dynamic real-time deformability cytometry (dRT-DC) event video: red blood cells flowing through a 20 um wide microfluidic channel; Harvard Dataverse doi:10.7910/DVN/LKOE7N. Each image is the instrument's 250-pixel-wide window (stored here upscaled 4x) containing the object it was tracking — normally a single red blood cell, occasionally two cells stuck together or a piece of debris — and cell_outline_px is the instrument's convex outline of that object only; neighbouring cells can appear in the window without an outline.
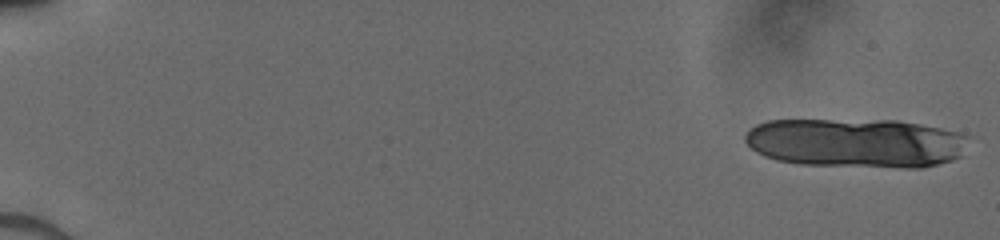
{"species": "human", "species_latin": "Homo sapiens", "temperature_condition": "cold", "stored_images_in_passage": 15, "camera_frame_rate_fps": 3000, "um_per_image_px": 0.085, "donor": {"sex": "male"}, "frame": {"image": 1, "passage_image": 1, "time_ms": 0.0, "image_size_px": [1000, 240], "cell_outline_px": [[972, 136], [960, 156], [952, 160], [920, 168], [904, 168], [800, 164], [776, 160], [764, 156], [756, 152], [744, 140], [744, 136], [748, 128], [756, 124], [768, 120], [896, 120], [920, 124], [940, 128]], "centroid_in_image_um": [72.75, 12.15], "position_along_channel_um": 12.2, "area_um2": 64.68}}